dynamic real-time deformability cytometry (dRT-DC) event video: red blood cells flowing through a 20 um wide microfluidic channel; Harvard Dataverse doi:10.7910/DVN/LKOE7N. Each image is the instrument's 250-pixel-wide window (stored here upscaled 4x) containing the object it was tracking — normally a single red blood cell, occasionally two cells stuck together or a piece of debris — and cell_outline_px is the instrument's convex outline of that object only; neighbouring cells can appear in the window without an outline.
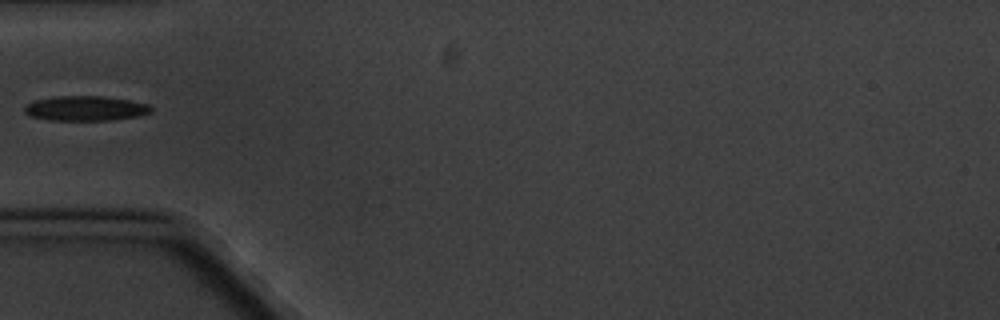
{"species": "common noctule bat (a hibernating species)", "species_latin": "Nyctalus noctula", "temperature_condition": "cold", "stored_images_in_passage": 1, "camera_frame_rate_fps": 3000, "um_per_image_px": 0.085, "animal": {"sex": "male", "body_mass_g": 20.1, "forearm_length_mm": 53.5}, "frame": {"image": 1, "passage_image": 1, "time_ms": 0.0, "image_size_px": [1000, 320], "cell_outline_px": [[152, 112], [136, 116], [116, 120], [48, 120], [28, 116], [24, 112], [24, 104], [36, 100], [56, 96], [100, 96], [128, 100], [148, 104], [152, 108]], "centroid_in_image_um": [7.22, 9.22], "position_along_channel_um": 77.8, "area_um2": 18.38}}